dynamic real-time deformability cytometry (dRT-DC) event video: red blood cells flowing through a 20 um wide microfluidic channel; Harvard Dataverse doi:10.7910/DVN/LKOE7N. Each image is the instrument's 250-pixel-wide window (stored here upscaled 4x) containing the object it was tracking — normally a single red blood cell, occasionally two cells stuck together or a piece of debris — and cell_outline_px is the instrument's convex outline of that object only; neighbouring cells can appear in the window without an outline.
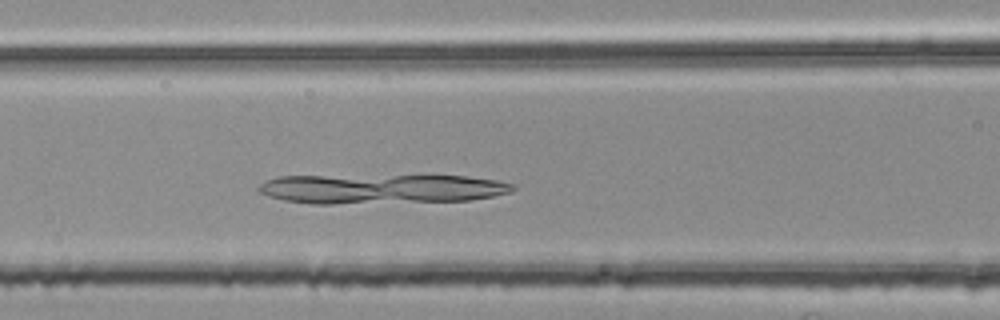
{"species": "common noctule bat (a hibernating species)", "species_latin": "Nyctalus noctula", "temperature_condition": "room temperature", "stored_images_in_passage": 41, "camera_frame_rate_fps": 3000, "um_per_image_px": 0.085, "animal": {"sex": "female", "body_mass_g": 25.1}, "frame": {"image": 1, "passage_image": 16, "time_ms": 5.0, "image_size_px": [1000, 320], "cell_outline_px": [[516, 188], [508, 192], [492, 196], [472, 200], [332, 204], [312, 204], [284, 200], [268, 196], [260, 192], [256, 188], [264, 180], [280, 176], [464, 176], [496, 180], [516, 184]], "centroid_in_image_um": [32.37, 16.05], "position_along_channel_um": 134.2, "area_um2": 43.64}}
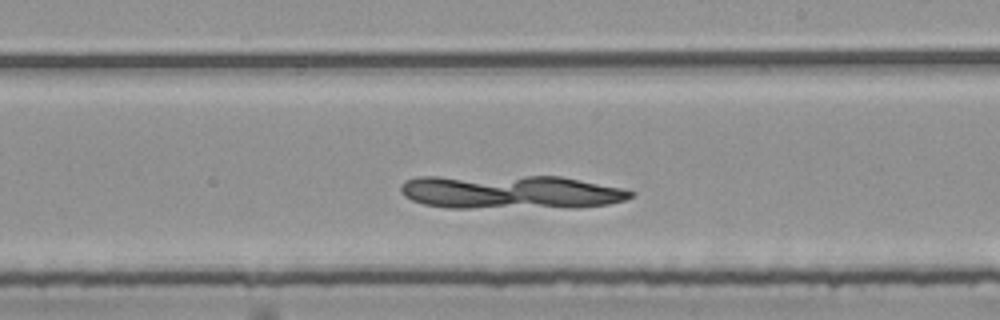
{"frame": {"image": 2, "passage_image": 25, "time_ms": 8.0, "image_size_px": [1000, 320], "cell_outline_px": [[636, 196], [624, 200], [608, 204], [576, 208], [448, 208], [424, 204], [412, 200], [404, 196], [400, 192], [400, 184], [404, 180], [420, 176], [560, 176], [620, 188], [636, 192]], "centroid_in_image_um": [43.37, 16.33], "position_along_channel_um": 245.6, "area_um2": 46.07}}
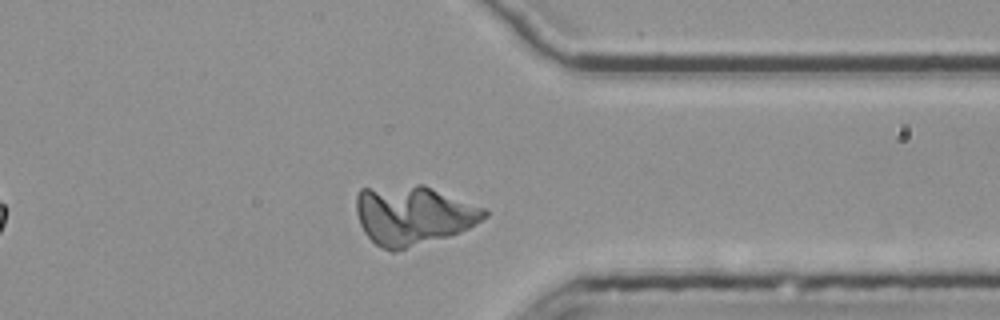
{"frame": {"image": 3, "passage_image": 36, "time_ms": 11.667, "image_size_px": [1000, 320], "cell_outline_px": [[488, 216], [468, 228], [460, 232], [448, 236], [392, 252], [380, 248], [364, 232], [360, 224], [356, 212], [356, 196], [360, 188], [416, 184], [424, 184], [488, 208]], "centroid_in_image_um": [35.13, 18.26], "position_along_channel_um": 376.3, "area_um2": 44.62}}